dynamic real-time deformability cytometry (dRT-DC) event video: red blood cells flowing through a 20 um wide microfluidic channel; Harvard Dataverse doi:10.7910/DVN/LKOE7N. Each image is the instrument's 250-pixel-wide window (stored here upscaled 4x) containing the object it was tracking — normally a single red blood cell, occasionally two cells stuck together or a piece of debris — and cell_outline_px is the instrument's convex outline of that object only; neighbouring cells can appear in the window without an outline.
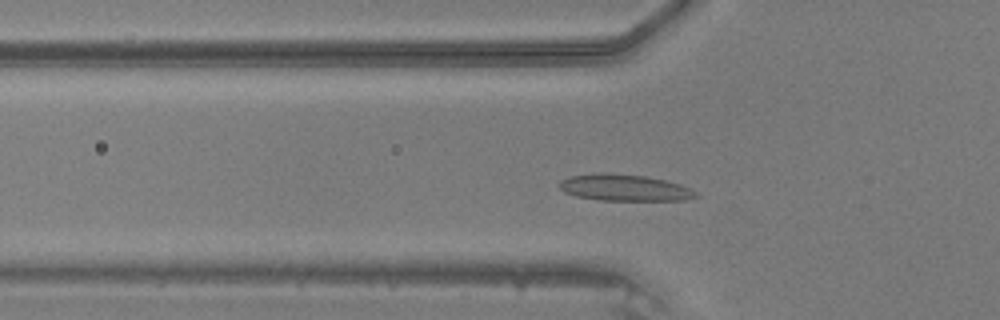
{"species": "common noctule bat (a hibernating species)", "species_latin": "Nyctalus noctula", "temperature_condition": "warm", "stored_images_in_passage": 43, "camera_frame_rate_fps": 3000, "um_per_image_px": 0.085, "animal": {"sex": "male", "body_mass_g": 20.5, "forearm_length_mm": 52.5}, "frame": {"image": 1, "passage_image": 11, "time_ms": 3.333, "image_size_px": [1000, 320], "cell_outline_px": [[700, 196], [684, 200], [600, 200], [576, 196], [564, 192], [556, 184], [560, 180], [568, 176], [596, 172], [604, 172], [644, 176], [664, 180], [680, 184], [696, 192]], "centroid_in_image_um": [53.01, 15.94], "position_along_channel_um": 72.8, "area_um2": 21.21}}
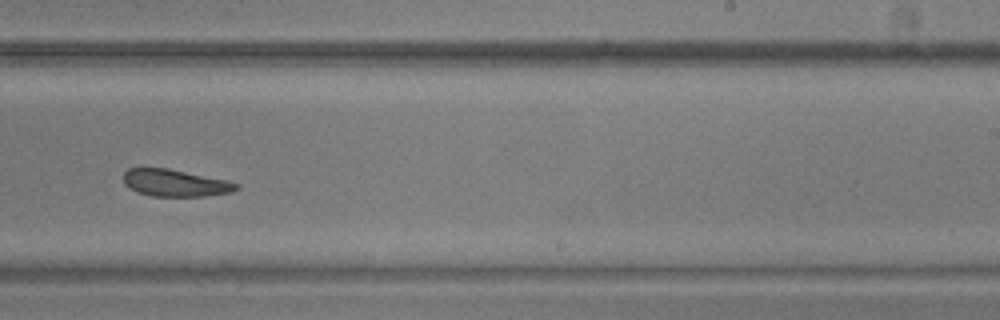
{"frame": {"image": 2, "passage_image": 25, "time_ms": 8.0, "image_size_px": [1000, 320], "cell_outline_px": [[240, 188], [232, 192], [204, 196], [152, 196], [136, 192], [128, 188], [124, 184], [124, 172], [128, 168], [168, 168], [228, 180], [240, 184]], "centroid_in_image_um": [14.9, 15.55], "position_along_channel_um": 274.1, "area_um2": 17.98}}
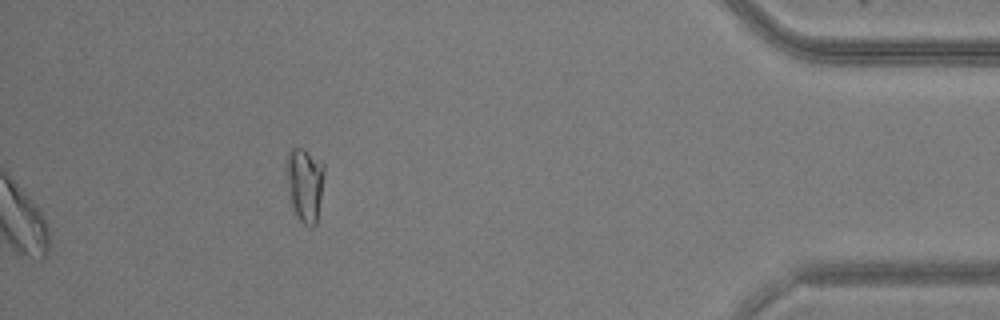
{"frame": {"image": 3, "passage_image": 43, "time_ms": 14.0, "image_size_px": [1000, 320], "cell_outline_px": [[324, 176], [316, 224], [312, 228], [308, 228], [300, 220], [292, 204], [288, 188], [284, 168], [288, 152], [292, 144], [300, 148], [324, 164]], "centroid_in_image_um": [25.88, 15.64], "position_along_channel_um": 409.3, "area_um2": 16.3}}